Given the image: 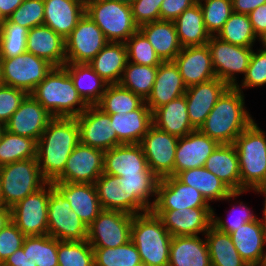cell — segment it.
<instances>
[{
	"mask_svg": "<svg viewBox=\"0 0 266 266\" xmlns=\"http://www.w3.org/2000/svg\"><path fill=\"white\" fill-rule=\"evenodd\" d=\"M80 143L76 118L53 117L37 141L39 172L47 182L64 170L73 149Z\"/></svg>",
	"mask_w": 266,
	"mask_h": 266,
	"instance_id": "1",
	"label": "cell"
},
{
	"mask_svg": "<svg viewBox=\"0 0 266 266\" xmlns=\"http://www.w3.org/2000/svg\"><path fill=\"white\" fill-rule=\"evenodd\" d=\"M244 98V92L229 86L199 130L219 144H234L236 138L255 120L246 110Z\"/></svg>",
	"mask_w": 266,
	"mask_h": 266,
	"instance_id": "2",
	"label": "cell"
},
{
	"mask_svg": "<svg viewBox=\"0 0 266 266\" xmlns=\"http://www.w3.org/2000/svg\"><path fill=\"white\" fill-rule=\"evenodd\" d=\"M30 94L52 117L76 118L89 106L64 66L53 67Z\"/></svg>",
	"mask_w": 266,
	"mask_h": 266,
	"instance_id": "3",
	"label": "cell"
},
{
	"mask_svg": "<svg viewBox=\"0 0 266 266\" xmlns=\"http://www.w3.org/2000/svg\"><path fill=\"white\" fill-rule=\"evenodd\" d=\"M131 240L143 266H168L172 235L152 211L133 216Z\"/></svg>",
	"mask_w": 266,
	"mask_h": 266,
	"instance_id": "4",
	"label": "cell"
},
{
	"mask_svg": "<svg viewBox=\"0 0 266 266\" xmlns=\"http://www.w3.org/2000/svg\"><path fill=\"white\" fill-rule=\"evenodd\" d=\"M241 191H254L266 184V132L254 120L235 140Z\"/></svg>",
	"mask_w": 266,
	"mask_h": 266,
	"instance_id": "5",
	"label": "cell"
},
{
	"mask_svg": "<svg viewBox=\"0 0 266 266\" xmlns=\"http://www.w3.org/2000/svg\"><path fill=\"white\" fill-rule=\"evenodd\" d=\"M85 13L102 30L108 42H123L139 30L131 5L107 0H86Z\"/></svg>",
	"mask_w": 266,
	"mask_h": 266,
	"instance_id": "6",
	"label": "cell"
},
{
	"mask_svg": "<svg viewBox=\"0 0 266 266\" xmlns=\"http://www.w3.org/2000/svg\"><path fill=\"white\" fill-rule=\"evenodd\" d=\"M0 177L2 206L9 208L47 183L39 172L37 158L0 166Z\"/></svg>",
	"mask_w": 266,
	"mask_h": 266,
	"instance_id": "7",
	"label": "cell"
},
{
	"mask_svg": "<svg viewBox=\"0 0 266 266\" xmlns=\"http://www.w3.org/2000/svg\"><path fill=\"white\" fill-rule=\"evenodd\" d=\"M53 67L27 51L14 58H0V83L30 94Z\"/></svg>",
	"mask_w": 266,
	"mask_h": 266,
	"instance_id": "8",
	"label": "cell"
},
{
	"mask_svg": "<svg viewBox=\"0 0 266 266\" xmlns=\"http://www.w3.org/2000/svg\"><path fill=\"white\" fill-rule=\"evenodd\" d=\"M48 235L59 241H83L88 236V227L52 182H49Z\"/></svg>",
	"mask_w": 266,
	"mask_h": 266,
	"instance_id": "9",
	"label": "cell"
},
{
	"mask_svg": "<svg viewBox=\"0 0 266 266\" xmlns=\"http://www.w3.org/2000/svg\"><path fill=\"white\" fill-rule=\"evenodd\" d=\"M207 46L216 77L228 86L235 87L239 83L236 76L243 74L244 77L246 74L253 54V47L233 45L217 36H211Z\"/></svg>",
	"mask_w": 266,
	"mask_h": 266,
	"instance_id": "10",
	"label": "cell"
},
{
	"mask_svg": "<svg viewBox=\"0 0 266 266\" xmlns=\"http://www.w3.org/2000/svg\"><path fill=\"white\" fill-rule=\"evenodd\" d=\"M133 216L121 211L102 210L88 226L92 248H116L131 240Z\"/></svg>",
	"mask_w": 266,
	"mask_h": 266,
	"instance_id": "11",
	"label": "cell"
},
{
	"mask_svg": "<svg viewBox=\"0 0 266 266\" xmlns=\"http://www.w3.org/2000/svg\"><path fill=\"white\" fill-rule=\"evenodd\" d=\"M49 182L11 207L12 222L25 236L48 234Z\"/></svg>",
	"mask_w": 266,
	"mask_h": 266,
	"instance_id": "12",
	"label": "cell"
},
{
	"mask_svg": "<svg viewBox=\"0 0 266 266\" xmlns=\"http://www.w3.org/2000/svg\"><path fill=\"white\" fill-rule=\"evenodd\" d=\"M179 137L151 125L139 143L149 169L159 178L174 176L175 153Z\"/></svg>",
	"mask_w": 266,
	"mask_h": 266,
	"instance_id": "13",
	"label": "cell"
},
{
	"mask_svg": "<svg viewBox=\"0 0 266 266\" xmlns=\"http://www.w3.org/2000/svg\"><path fill=\"white\" fill-rule=\"evenodd\" d=\"M107 43L102 30L85 13L65 39L66 63H89Z\"/></svg>",
	"mask_w": 266,
	"mask_h": 266,
	"instance_id": "14",
	"label": "cell"
},
{
	"mask_svg": "<svg viewBox=\"0 0 266 266\" xmlns=\"http://www.w3.org/2000/svg\"><path fill=\"white\" fill-rule=\"evenodd\" d=\"M103 170L104 151L79 143L68 157L63 172L52 182L94 184Z\"/></svg>",
	"mask_w": 266,
	"mask_h": 266,
	"instance_id": "15",
	"label": "cell"
},
{
	"mask_svg": "<svg viewBox=\"0 0 266 266\" xmlns=\"http://www.w3.org/2000/svg\"><path fill=\"white\" fill-rule=\"evenodd\" d=\"M118 180L123 192L124 213L136 215L152 210L159 178L150 169L145 174L122 175Z\"/></svg>",
	"mask_w": 266,
	"mask_h": 266,
	"instance_id": "16",
	"label": "cell"
},
{
	"mask_svg": "<svg viewBox=\"0 0 266 266\" xmlns=\"http://www.w3.org/2000/svg\"><path fill=\"white\" fill-rule=\"evenodd\" d=\"M76 120L80 143L103 151L118 146V137L111 127L110 115L96 105H89Z\"/></svg>",
	"mask_w": 266,
	"mask_h": 266,
	"instance_id": "17",
	"label": "cell"
},
{
	"mask_svg": "<svg viewBox=\"0 0 266 266\" xmlns=\"http://www.w3.org/2000/svg\"><path fill=\"white\" fill-rule=\"evenodd\" d=\"M190 208H213L201 193L180 182L175 176L159 179L156 201L152 210H182Z\"/></svg>",
	"mask_w": 266,
	"mask_h": 266,
	"instance_id": "18",
	"label": "cell"
},
{
	"mask_svg": "<svg viewBox=\"0 0 266 266\" xmlns=\"http://www.w3.org/2000/svg\"><path fill=\"white\" fill-rule=\"evenodd\" d=\"M151 211L172 236H204L212 226V208Z\"/></svg>",
	"mask_w": 266,
	"mask_h": 266,
	"instance_id": "19",
	"label": "cell"
},
{
	"mask_svg": "<svg viewBox=\"0 0 266 266\" xmlns=\"http://www.w3.org/2000/svg\"><path fill=\"white\" fill-rule=\"evenodd\" d=\"M52 118V115L31 94H28L4 124V128L13 134L38 141Z\"/></svg>",
	"mask_w": 266,
	"mask_h": 266,
	"instance_id": "20",
	"label": "cell"
},
{
	"mask_svg": "<svg viewBox=\"0 0 266 266\" xmlns=\"http://www.w3.org/2000/svg\"><path fill=\"white\" fill-rule=\"evenodd\" d=\"M219 143L199 129L179 137L175 153L174 176L179 172L204 167L207 158Z\"/></svg>",
	"mask_w": 266,
	"mask_h": 266,
	"instance_id": "21",
	"label": "cell"
},
{
	"mask_svg": "<svg viewBox=\"0 0 266 266\" xmlns=\"http://www.w3.org/2000/svg\"><path fill=\"white\" fill-rule=\"evenodd\" d=\"M229 86L217 77L196 85L187 87L185 98L190 123L198 130L207 118L218 98Z\"/></svg>",
	"mask_w": 266,
	"mask_h": 266,
	"instance_id": "22",
	"label": "cell"
},
{
	"mask_svg": "<svg viewBox=\"0 0 266 266\" xmlns=\"http://www.w3.org/2000/svg\"><path fill=\"white\" fill-rule=\"evenodd\" d=\"M173 61L186 87L216 78L207 44L183 47Z\"/></svg>",
	"mask_w": 266,
	"mask_h": 266,
	"instance_id": "23",
	"label": "cell"
},
{
	"mask_svg": "<svg viewBox=\"0 0 266 266\" xmlns=\"http://www.w3.org/2000/svg\"><path fill=\"white\" fill-rule=\"evenodd\" d=\"M180 182L198 190L210 204L217 201H234L243 193L250 191L233 192L222 180L205 167L188 169L175 176Z\"/></svg>",
	"mask_w": 266,
	"mask_h": 266,
	"instance_id": "24",
	"label": "cell"
},
{
	"mask_svg": "<svg viewBox=\"0 0 266 266\" xmlns=\"http://www.w3.org/2000/svg\"><path fill=\"white\" fill-rule=\"evenodd\" d=\"M186 89L175 62L163 61L158 66L152 91L145 103L153 113L157 108L183 96Z\"/></svg>",
	"mask_w": 266,
	"mask_h": 266,
	"instance_id": "25",
	"label": "cell"
},
{
	"mask_svg": "<svg viewBox=\"0 0 266 266\" xmlns=\"http://www.w3.org/2000/svg\"><path fill=\"white\" fill-rule=\"evenodd\" d=\"M148 170L140 144H121L104 151L103 173L121 177L145 174Z\"/></svg>",
	"mask_w": 266,
	"mask_h": 266,
	"instance_id": "26",
	"label": "cell"
},
{
	"mask_svg": "<svg viewBox=\"0 0 266 266\" xmlns=\"http://www.w3.org/2000/svg\"><path fill=\"white\" fill-rule=\"evenodd\" d=\"M63 194L82 222L88 227L103 210L96 188L91 183L52 182Z\"/></svg>",
	"mask_w": 266,
	"mask_h": 266,
	"instance_id": "27",
	"label": "cell"
},
{
	"mask_svg": "<svg viewBox=\"0 0 266 266\" xmlns=\"http://www.w3.org/2000/svg\"><path fill=\"white\" fill-rule=\"evenodd\" d=\"M86 0H43V24L66 39L85 14Z\"/></svg>",
	"mask_w": 266,
	"mask_h": 266,
	"instance_id": "28",
	"label": "cell"
},
{
	"mask_svg": "<svg viewBox=\"0 0 266 266\" xmlns=\"http://www.w3.org/2000/svg\"><path fill=\"white\" fill-rule=\"evenodd\" d=\"M26 48L27 52L45 59L54 67L66 63L65 39L44 24L29 30Z\"/></svg>",
	"mask_w": 266,
	"mask_h": 266,
	"instance_id": "29",
	"label": "cell"
},
{
	"mask_svg": "<svg viewBox=\"0 0 266 266\" xmlns=\"http://www.w3.org/2000/svg\"><path fill=\"white\" fill-rule=\"evenodd\" d=\"M111 127L118 137V145L139 144L153 124L152 111L144 102L138 109L110 114Z\"/></svg>",
	"mask_w": 266,
	"mask_h": 266,
	"instance_id": "30",
	"label": "cell"
},
{
	"mask_svg": "<svg viewBox=\"0 0 266 266\" xmlns=\"http://www.w3.org/2000/svg\"><path fill=\"white\" fill-rule=\"evenodd\" d=\"M230 236L247 265L260 263L266 244V224L260 218L243 224Z\"/></svg>",
	"mask_w": 266,
	"mask_h": 266,
	"instance_id": "31",
	"label": "cell"
},
{
	"mask_svg": "<svg viewBox=\"0 0 266 266\" xmlns=\"http://www.w3.org/2000/svg\"><path fill=\"white\" fill-rule=\"evenodd\" d=\"M168 266H211L205 235L172 236Z\"/></svg>",
	"mask_w": 266,
	"mask_h": 266,
	"instance_id": "32",
	"label": "cell"
},
{
	"mask_svg": "<svg viewBox=\"0 0 266 266\" xmlns=\"http://www.w3.org/2000/svg\"><path fill=\"white\" fill-rule=\"evenodd\" d=\"M162 61H173L183 48L174 21L158 20L139 26Z\"/></svg>",
	"mask_w": 266,
	"mask_h": 266,
	"instance_id": "33",
	"label": "cell"
},
{
	"mask_svg": "<svg viewBox=\"0 0 266 266\" xmlns=\"http://www.w3.org/2000/svg\"><path fill=\"white\" fill-rule=\"evenodd\" d=\"M204 167L233 192H241L240 165L234 144H219L207 158Z\"/></svg>",
	"mask_w": 266,
	"mask_h": 266,
	"instance_id": "34",
	"label": "cell"
},
{
	"mask_svg": "<svg viewBox=\"0 0 266 266\" xmlns=\"http://www.w3.org/2000/svg\"><path fill=\"white\" fill-rule=\"evenodd\" d=\"M127 62L125 43L108 42L88 64L108 84H119Z\"/></svg>",
	"mask_w": 266,
	"mask_h": 266,
	"instance_id": "35",
	"label": "cell"
},
{
	"mask_svg": "<svg viewBox=\"0 0 266 266\" xmlns=\"http://www.w3.org/2000/svg\"><path fill=\"white\" fill-rule=\"evenodd\" d=\"M152 121L157 128L177 137L195 130L190 123L185 95L157 108L152 113Z\"/></svg>",
	"mask_w": 266,
	"mask_h": 266,
	"instance_id": "36",
	"label": "cell"
},
{
	"mask_svg": "<svg viewBox=\"0 0 266 266\" xmlns=\"http://www.w3.org/2000/svg\"><path fill=\"white\" fill-rule=\"evenodd\" d=\"M74 87L88 105H96L108 86L88 63H65Z\"/></svg>",
	"mask_w": 266,
	"mask_h": 266,
	"instance_id": "37",
	"label": "cell"
},
{
	"mask_svg": "<svg viewBox=\"0 0 266 266\" xmlns=\"http://www.w3.org/2000/svg\"><path fill=\"white\" fill-rule=\"evenodd\" d=\"M174 23L182 47L202 46L210 40L199 2L184 10Z\"/></svg>",
	"mask_w": 266,
	"mask_h": 266,
	"instance_id": "38",
	"label": "cell"
},
{
	"mask_svg": "<svg viewBox=\"0 0 266 266\" xmlns=\"http://www.w3.org/2000/svg\"><path fill=\"white\" fill-rule=\"evenodd\" d=\"M204 235L208 244L211 266H247L235 248L230 234L211 226Z\"/></svg>",
	"mask_w": 266,
	"mask_h": 266,
	"instance_id": "39",
	"label": "cell"
},
{
	"mask_svg": "<svg viewBox=\"0 0 266 266\" xmlns=\"http://www.w3.org/2000/svg\"><path fill=\"white\" fill-rule=\"evenodd\" d=\"M37 157V141L3 130L0 137V166Z\"/></svg>",
	"mask_w": 266,
	"mask_h": 266,
	"instance_id": "40",
	"label": "cell"
},
{
	"mask_svg": "<svg viewBox=\"0 0 266 266\" xmlns=\"http://www.w3.org/2000/svg\"><path fill=\"white\" fill-rule=\"evenodd\" d=\"M145 101L120 84H108L100 101L96 104L106 114L131 112L138 109Z\"/></svg>",
	"mask_w": 266,
	"mask_h": 266,
	"instance_id": "41",
	"label": "cell"
},
{
	"mask_svg": "<svg viewBox=\"0 0 266 266\" xmlns=\"http://www.w3.org/2000/svg\"><path fill=\"white\" fill-rule=\"evenodd\" d=\"M157 70L158 66H145L127 62L119 84L145 101L152 91Z\"/></svg>",
	"mask_w": 266,
	"mask_h": 266,
	"instance_id": "42",
	"label": "cell"
},
{
	"mask_svg": "<svg viewBox=\"0 0 266 266\" xmlns=\"http://www.w3.org/2000/svg\"><path fill=\"white\" fill-rule=\"evenodd\" d=\"M217 37L233 45L254 47L259 38L253 31L249 15L232 12Z\"/></svg>",
	"mask_w": 266,
	"mask_h": 266,
	"instance_id": "43",
	"label": "cell"
},
{
	"mask_svg": "<svg viewBox=\"0 0 266 266\" xmlns=\"http://www.w3.org/2000/svg\"><path fill=\"white\" fill-rule=\"evenodd\" d=\"M94 266H143L132 240L116 248H93Z\"/></svg>",
	"mask_w": 266,
	"mask_h": 266,
	"instance_id": "44",
	"label": "cell"
},
{
	"mask_svg": "<svg viewBox=\"0 0 266 266\" xmlns=\"http://www.w3.org/2000/svg\"><path fill=\"white\" fill-rule=\"evenodd\" d=\"M29 29L11 22L8 18L0 22V58H14L27 51Z\"/></svg>",
	"mask_w": 266,
	"mask_h": 266,
	"instance_id": "45",
	"label": "cell"
},
{
	"mask_svg": "<svg viewBox=\"0 0 266 266\" xmlns=\"http://www.w3.org/2000/svg\"><path fill=\"white\" fill-rule=\"evenodd\" d=\"M58 244L59 240L48 234L26 236L22 248L36 262L37 266H58Z\"/></svg>",
	"mask_w": 266,
	"mask_h": 266,
	"instance_id": "46",
	"label": "cell"
},
{
	"mask_svg": "<svg viewBox=\"0 0 266 266\" xmlns=\"http://www.w3.org/2000/svg\"><path fill=\"white\" fill-rule=\"evenodd\" d=\"M58 266H94L93 248L88 240L59 241Z\"/></svg>",
	"mask_w": 266,
	"mask_h": 266,
	"instance_id": "47",
	"label": "cell"
},
{
	"mask_svg": "<svg viewBox=\"0 0 266 266\" xmlns=\"http://www.w3.org/2000/svg\"><path fill=\"white\" fill-rule=\"evenodd\" d=\"M210 36H217L232 14V0H198Z\"/></svg>",
	"mask_w": 266,
	"mask_h": 266,
	"instance_id": "48",
	"label": "cell"
},
{
	"mask_svg": "<svg viewBox=\"0 0 266 266\" xmlns=\"http://www.w3.org/2000/svg\"><path fill=\"white\" fill-rule=\"evenodd\" d=\"M94 186L102 209L123 212V192L117 176L103 173Z\"/></svg>",
	"mask_w": 266,
	"mask_h": 266,
	"instance_id": "49",
	"label": "cell"
},
{
	"mask_svg": "<svg viewBox=\"0 0 266 266\" xmlns=\"http://www.w3.org/2000/svg\"><path fill=\"white\" fill-rule=\"evenodd\" d=\"M125 45L128 62L145 66H159L163 62L139 30L128 38Z\"/></svg>",
	"mask_w": 266,
	"mask_h": 266,
	"instance_id": "50",
	"label": "cell"
},
{
	"mask_svg": "<svg viewBox=\"0 0 266 266\" xmlns=\"http://www.w3.org/2000/svg\"><path fill=\"white\" fill-rule=\"evenodd\" d=\"M230 210L229 212L227 211L229 214L224 220L222 216H216L217 214L212 208V226L221 232L230 234L242 227L243 224L258 218L253 209H250L249 206L244 204L243 201L240 202V200H237L233 205L231 204Z\"/></svg>",
	"mask_w": 266,
	"mask_h": 266,
	"instance_id": "51",
	"label": "cell"
},
{
	"mask_svg": "<svg viewBox=\"0 0 266 266\" xmlns=\"http://www.w3.org/2000/svg\"><path fill=\"white\" fill-rule=\"evenodd\" d=\"M241 83V84H240ZM239 84H236V88L243 92L249 88L262 87L266 85V50L258 49L251 56L250 63L243 79Z\"/></svg>",
	"mask_w": 266,
	"mask_h": 266,
	"instance_id": "52",
	"label": "cell"
},
{
	"mask_svg": "<svg viewBox=\"0 0 266 266\" xmlns=\"http://www.w3.org/2000/svg\"><path fill=\"white\" fill-rule=\"evenodd\" d=\"M8 19L29 30L33 27L43 25V0H23L22 4L8 17Z\"/></svg>",
	"mask_w": 266,
	"mask_h": 266,
	"instance_id": "53",
	"label": "cell"
},
{
	"mask_svg": "<svg viewBox=\"0 0 266 266\" xmlns=\"http://www.w3.org/2000/svg\"><path fill=\"white\" fill-rule=\"evenodd\" d=\"M28 93L0 83V122L5 124L20 107Z\"/></svg>",
	"mask_w": 266,
	"mask_h": 266,
	"instance_id": "54",
	"label": "cell"
},
{
	"mask_svg": "<svg viewBox=\"0 0 266 266\" xmlns=\"http://www.w3.org/2000/svg\"><path fill=\"white\" fill-rule=\"evenodd\" d=\"M25 237L12 221L0 231V266L15 251L22 248Z\"/></svg>",
	"mask_w": 266,
	"mask_h": 266,
	"instance_id": "55",
	"label": "cell"
},
{
	"mask_svg": "<svg viewBox=\"0 0 266 266\" xmlns=\"http://www.w3.org/2000/svg\"><path fill=\"white\" fill-rule=\"evenodd\" d=\"M163 0H134L131 4L133 19L138 26L160 20Z\"/></svg>",
	"mask_w": 266,
	"mask_h": 266,
	"instance_id": "56",
	"label": "cell"
},
{
	"mask_svg": "<svg viewBox=\"0 0 266 266\" xmlns=\"http://www.w3.org/2000/svg\"><path fill=\"white\" fill-rule=\"evenodd\" d=\"M198 0H163L160 7V20L174 21L184 10Z\"/></svg>",
	"mask_w": 266,
	"mask_h": 266,
	"instance_id": "57",
	"label": "cell"
},
{
	"mask_svg": "<svg viewBox=\"0 0 266 266\" xmlns=\"http://www.w3.org/2000/svg\"><path fill=\"white\" fill-rule=\"evenodd\" d=\"M248 15L253 31L259 38L264 32H266V3L255 8Z\"/></svg>",
	"mask_w": 266,
	"mask_h": 266,
	"instance_id": "58",
	"label": "cell"
},
{
	"mask_svg": "<svg viewBox=\"0 0 266 266\" xmlns=\"http://www.w3.org/2000/svg\"><path fill=\"white\" fill-rule=\"evenodd\" d=\"M1 266H37L36 262L30 258L23 248L15 251L9 256Z\"/></svg>",
	"mask_w": 266,
	"mask_h": 266,
	"instance_id": "59",
	"label": "cell"
},
{
	"mask_svg": "<svg viewBox=\"0 0 266 266\" xmlns=\"http://www.w3.org/2000/svg\"><path fill=\"white\" fill-rule=\"evenodd\" d=\"M265 3L266 0H232V11L248 15L255 8Z\"/></svg>",
	"mask_w": 266,
	"mask_h": 266,
	"instance_id": "60",
	"label": "cell"
},
{
	"mask_svg": "<svg viewBox=\"0 0 266 266\" xmlns=\"http://www.w3.org/2000/svg\"><path fill=\"white\" fill-rule=\"evenodd\" d=\"M22 2L23 0H0V22L8 18Z\"/></svg>",
	"mask_w": 266,
	"mask_h": 266,
	"instance_id": "61",
	"label": "cell"
},
{
	"mask_svg": "<svg viewBox=\"0 0 266 266\" xmlns=\"http://www.w3.org/2000/svg\"><path fill=\"white\" fill-rule=\"evenodd\" d=\"M12 221L11 208L0 206V231Z\"/></svg>",
	"mask_w": 266,
	"mask_h": 266,
	"instance_id": "62",
	"label": "cell"
},
{
	"mask_svg": "<svg viewBox=\"0 0 266 266\" xmlns=\"http://www.w3.org/2000/svg\"><path fill=\"white\" fill-rule=\"evenodd\" d=\"M255 194H260V196L262 195V197H264V205H263V217L260 218L265 224H266V184L256 188L253 191Z\"/></svg>",
	"mask_w": 266,
	"mask_h": 266,
	"instance_id": "63",
	"label": "cell"
},
{
	"mask_svg": "<svg viewBox=\"0 0 266 266\" xmlns=\"http://www.w3.org/2000/svg\"><path fill=\"white\" fill-rule=\"evenodd\" d=\"M259 44L262 45V49L266 50V32H264L260 37H259Z\"/></svg>",
	"mask_w": 266,
	"mask_h": 266,
	"instance_id": "64",
	"label": "cell"
},
{
	"mask_svg": "<svg viewBox=\"0 0 266 266\" xmlns=\"http://www.w3.org/2000/svg\"><path fill=\"white\" fill-rule=\"evenodd\" d=\"M259 264L261 266H266V244H265V249H264V252L262 254V258Z\"/></svg>",
	"mask_w": 266,
	"mask_h": 266,
	"instance_id": "65",
	"label": "cell"
},
{
	"mask_svg": "<svg viewBox=\"0 0 266 266\" xmlns=\"http://www.w3.org/2000/svg\"><path fill=\"white\" fill-rule=\"evenodd\" d=\"M107 1H116V2H119V3L131 5L134 0H107Z\"/></svg>",
	"mask_w": 266,
	"mask_h": 266,
	"instance_id": "66",
	"label": "cell"
},
{
	"mask_svg": "<svg viewBox=\"0 0 266 266\" xmlns=\"http://www.w3.org/2000/svg\"><path fill=\"white\" fill-rule=\"evenodd\" d=\"M0 206H2L1 177H0Z\"/></svg>",
	"mask_w": 266,
	"mask_h": 266,
	"instance_id": "67",
	"label": "cell"
},
{
	"mask_svg": "<svg viewBox=\"0 0 266 266\" xmlns=\"http://www.w3.org/2000/svg\"><path fill=\"white\" fill-rule=\"evenodd\" d=\"M4 129V124L0 122V137Z\"/></svg>",
	"mask_w": 266,
	"mask_h": 266,
	"instance_id": "68",
	"label": "cell"
},
{
	"mask_svg": "<svg viewBox=\"0 0 266 266\" xmlns=\"http://www.w3.org/2000/svg\"><path fill=\"white\" fill-rule=\"evenodd\" d=\"M247 266H261L260 264H250V265H247Z\"/></svg>",
	"mask_w": 266,
	"mask_h": 266,
	"instance_id": "69",
	"label": "cell"
}]
</instances>
